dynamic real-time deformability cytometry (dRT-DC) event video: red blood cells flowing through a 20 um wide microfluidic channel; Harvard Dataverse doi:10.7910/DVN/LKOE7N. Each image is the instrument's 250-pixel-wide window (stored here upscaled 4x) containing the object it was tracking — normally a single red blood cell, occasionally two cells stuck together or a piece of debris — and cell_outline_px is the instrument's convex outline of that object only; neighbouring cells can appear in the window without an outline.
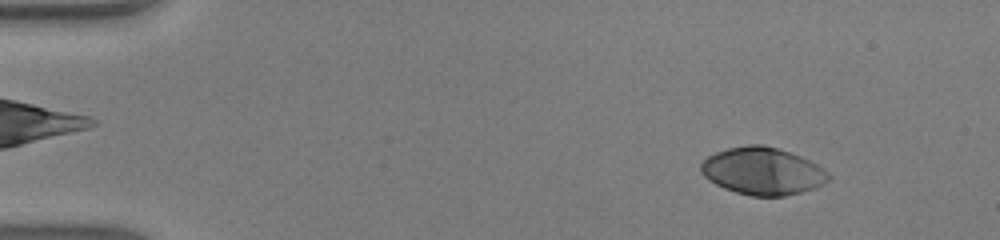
{"species": "human", "species_latin": "Homo sapiens", "temperature_condition": "warm", "stored_images_in_passage": 47, "camera_frame_rate_fps": 3000, "um_per_image_px": 0.085, "donor": {"sex": "male"}, "frame": {"image": 1, "passage_image": 5, "time_ms": 1.333, "image_size_px": [1000, 240], "cell_outline_px": [[832, 176], [824, 184], [800, 192], [784, 196], [752, 196], [736, 192], [724, 188], [708, 180], [700, 172], [700, 164], [708, 156], [716, 152], [728, 148], [748, 144], [764, 144], [800, 156], [824, 168]], "centroid_in_image_um": [64.81, 14.54], "position_along_channel_um": 20.2, "area_um2": 35.14}}
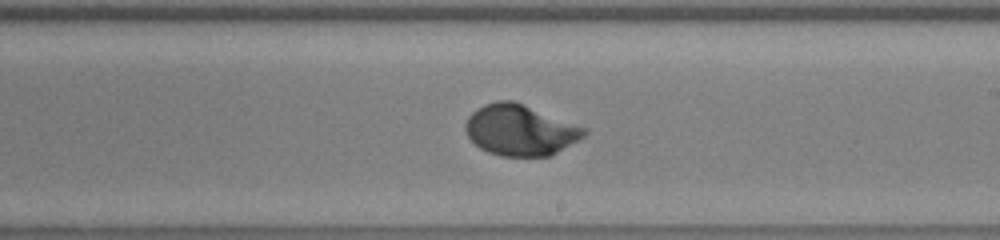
{"frame": {"image": 2, "passage_image": 28, "time_ms": 9.0, "image_size_px": [1000, 240], "cell_outline_px": [[588, 132], [584, 136], [552, 156], [500, 156], [488, 152], [480, 148], [468, 136], [464, 128], [464, 124], [468, 116], [472, 112], [484, 104], [496, 100], [512, 100], [588, 128]], "centroid_in_image_um": [44.22, 11.06], "position_along_channel_um": 244.8, "area_um2": 35.26}}
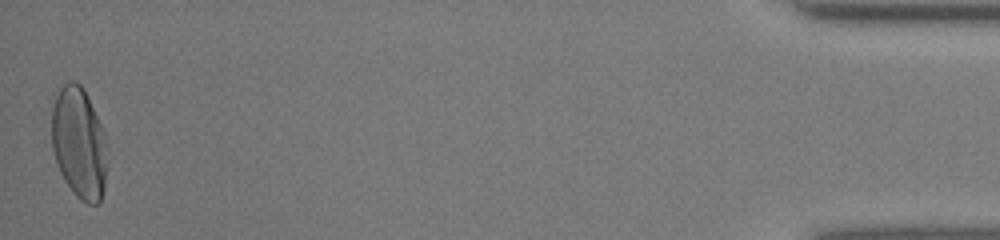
{"frame": {"image": 3, "passage_image": 47, "time_ms": 15.333, "image_size_px": [1000, 240], "cell_outline_px": [[108, 164], [104, 188], [100, 204], [88, 204], [80, 200], [76, 196], [64, 180], [56, 164], [52, 148], [52, 108], [56, 96], [60, 88], [68, 80], [76, 80], [84, 88], [108, 136]], "centroid_in_image_um": [6.77, 12.16], "position_along_channel_um": 428.4, "area_um2": 37.22}, "authors_computed_cell_mechanics": {"area_um2": 34.7378, "velocity_mm_per_s": 4.3248, "shape_relaxation_time_tau1_ms": 2.497, "shape_relaxation_time_tau2_ms": null, "deformation_change_tau1": 0.1984, "deformation_change_tau2": null}}